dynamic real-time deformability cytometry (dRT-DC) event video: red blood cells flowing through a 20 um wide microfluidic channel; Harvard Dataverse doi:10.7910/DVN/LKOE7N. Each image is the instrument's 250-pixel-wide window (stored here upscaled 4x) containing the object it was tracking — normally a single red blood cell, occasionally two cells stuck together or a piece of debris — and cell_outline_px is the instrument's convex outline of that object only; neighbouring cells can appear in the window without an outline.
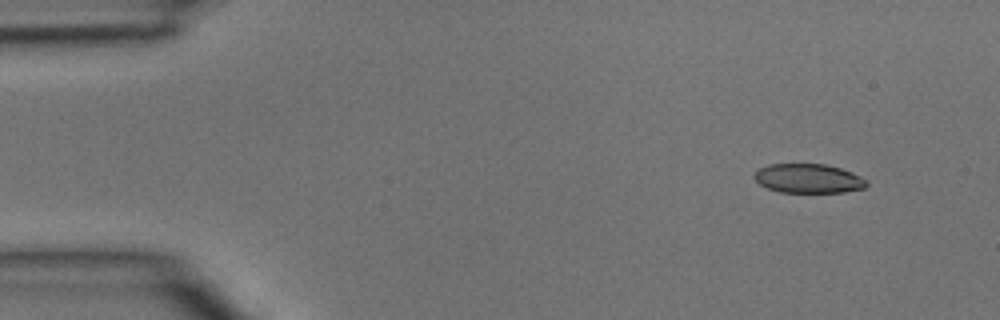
{"species": "common noctule bat (a hibernating species)", "species_latin": "Nyctalus noctula", "temperature_condition": "room temperature", "stored_images_in_passage": 4, "segment_of_instrument_passage": [1, 2], "camera_frame_rate_fps": 3000, "um_per_image_px": 0.085, "animal": {"sex": "male", "body_mass_g": 15.6}, "frame": {"image": 1, "passage_image": 1, "time_ms": 0.0, "image_size_px": [1000, 320], "cell_outline_px": [[868, 184], [864, 188], [844, 192], [780, 192], [768, 188], [760, 184], [752, 176], [760, 168], [768, 164], [824, 164], [840, 168], [852, 172], [868, 180]], "centroid_in_image_um": [68.73, 15.17], "position_along_channel_um": 16.3, "area_um2": 19.07}}